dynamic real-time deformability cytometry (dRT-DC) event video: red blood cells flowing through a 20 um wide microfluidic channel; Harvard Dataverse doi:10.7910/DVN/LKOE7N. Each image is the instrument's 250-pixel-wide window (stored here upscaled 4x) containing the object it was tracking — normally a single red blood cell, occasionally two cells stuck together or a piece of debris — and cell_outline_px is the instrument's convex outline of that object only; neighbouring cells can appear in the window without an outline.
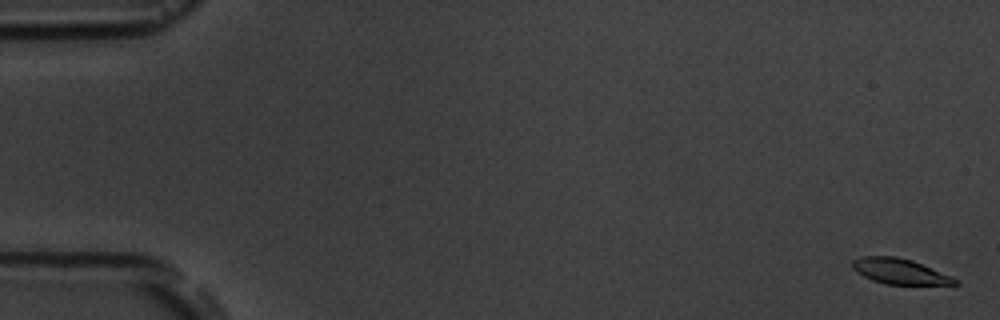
{"species": "common noctule bat (a hibernating species)", "species_latin": "Nyctalus noctula", "temperature_condition": "room temperature", "stored_images_in_passage": 4, "camera_frame_rate_fps": 3000, "um_per_image_px": 0.085, "animal": {"sex": "male", "body_mass_g": 19.5, "forearm_length_mm": 54.6}, "frame": {"image": 1, "passage_image": 1, "time_ms": 0.0, "image_size_px": [1000, 320], "cell_outline_px": [[960, 284], [884, 284], [872, 280], [856, 272], [852, 268], [852, 260], [860, 256], [896, 256], [912, 260], [952, 276], [960, 280]], "centroid_in_image_um": [76.47, 23.06], "position_along_channel_um": 8.5, "area_um2": 15.26}}
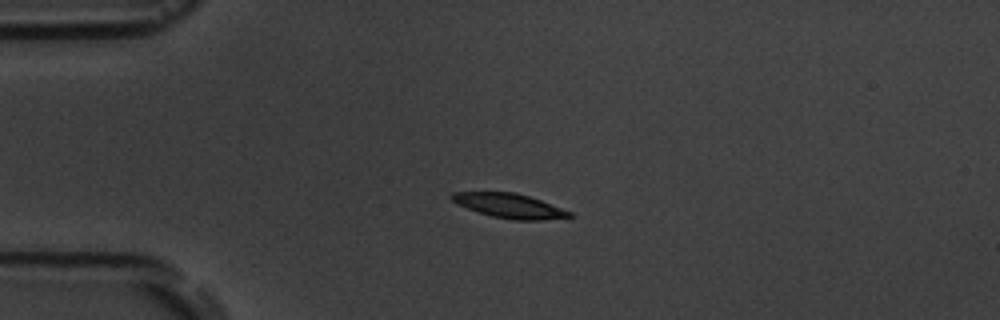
{"frame": {"image": 2, "passage_image": 4, "time_ms": 4.333, "image_size_px": [1000, 320], "cell_outline_px": [[576, 216], [540, 220], [512, 220], [492, 216], [468, 208], [452, 200], [448, 196], [452, 192], [516, 192], [540, 200], [572, 212]], "centroid_in_image_um": [43.32, 17.49], "position_along_channel_um": 41.7, "area_um2": 16.59}}